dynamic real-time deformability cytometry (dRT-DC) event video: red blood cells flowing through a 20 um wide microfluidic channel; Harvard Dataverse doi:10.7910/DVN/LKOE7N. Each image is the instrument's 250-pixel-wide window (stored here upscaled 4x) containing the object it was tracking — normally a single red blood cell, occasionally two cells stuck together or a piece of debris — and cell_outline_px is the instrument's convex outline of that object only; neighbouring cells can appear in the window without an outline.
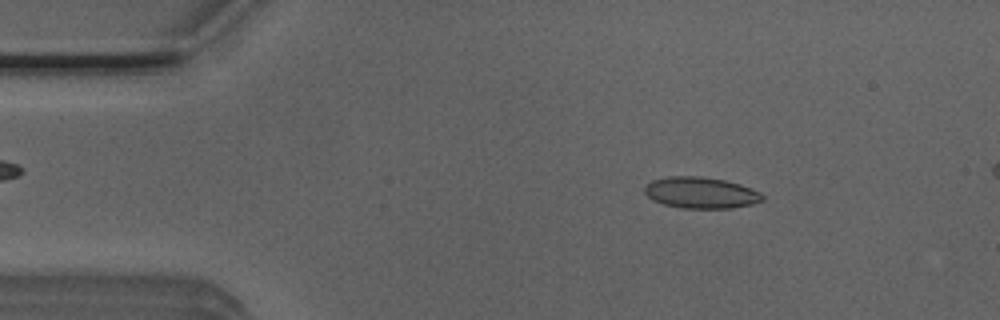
{"species": "Egyptian fruit bat (a non-hibernating species)", "species_latin": "Rousettus aegyptiacus", "temperature_condition": "room temperature", "stored_images_in_passage": 50, "camera_frame_rate_fps": 3000, "um_per_image_px": 0.085, "animal": {"sex": "male"}, "frame": {"image": 1, "passage_image": 7, "time_ms": 2.0, "image_size_px": [1000, 320], "cell_outline_px": [[764, 200], [752, 204], [732, 208], [680, 208], [664, 204], [652, 200], [644, 192], [644, 188], [652, 180], [668, 176], [700, 176], [724, 180], [740, 184], [752, 188], [760, 192], [764, 196]], "centroid_in_image_um": [59.58, 16.38], "position_along_channel_um": 25.4, "area_um2": 21.56}}
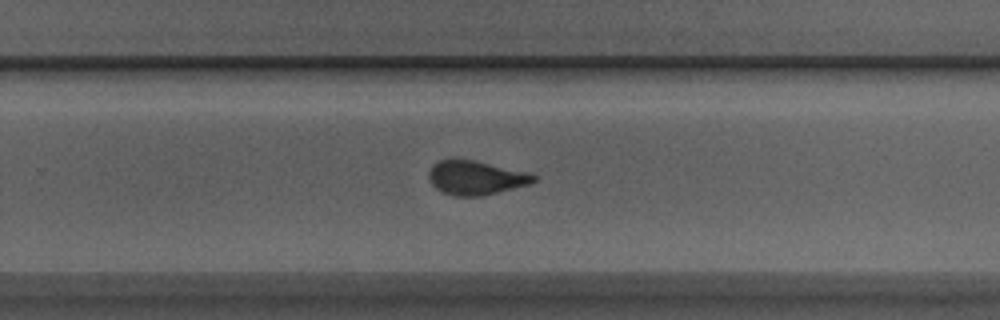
{"frame": {"image": 2, "passage_image": 32, "time_ms": 10.333, "image_size_px": [1000, 320], "cell_outline_px": [[536, 180], [532, 184], [484, 196], [456, 196], [440, 192], [432, 184], [428, 176], [428, 172], [432, 164], [440, 160], [472, 160], [532, 172], [536, 176]], "centroid_in_image_um": [40.49, 15.12], "position_along_channel_um": 289.3, "area_um2": 21.1}}
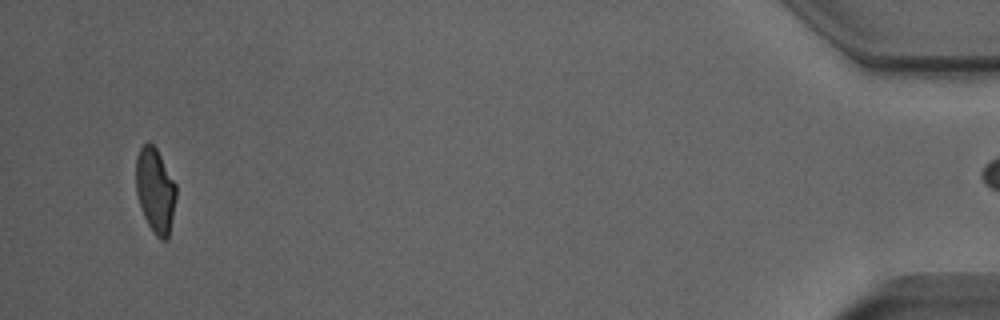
{"frame": {"image": 3, "passage_image": 49, "time_ms": 16.0, "image_size_px": [1000, 320], "cell_outline_px": [[176, 196], [168, 236], [164, 240], [160, 240], [156, 236], [148, 224], [144, 216], [136, 192], [136, 156], [140, 148], [148, 140], [156, 148], [176, 184]], "centroid_in_image_um": [13.18, 16.15], "position_along_channel_um": 422.0, "area_um2": 19.59}, "authors_computed_cell_mechanics": {"area_um2": 21.1259, "velocity_mm_per_s": 3.8974, "shape_relaxation_time_tau1_ms": 6.0295, "shape_relaxation_time_tau2_ms": 1.1798, "deformation_change_tau1": 0.1727, "deformation_change_tau2": 0.0593}}